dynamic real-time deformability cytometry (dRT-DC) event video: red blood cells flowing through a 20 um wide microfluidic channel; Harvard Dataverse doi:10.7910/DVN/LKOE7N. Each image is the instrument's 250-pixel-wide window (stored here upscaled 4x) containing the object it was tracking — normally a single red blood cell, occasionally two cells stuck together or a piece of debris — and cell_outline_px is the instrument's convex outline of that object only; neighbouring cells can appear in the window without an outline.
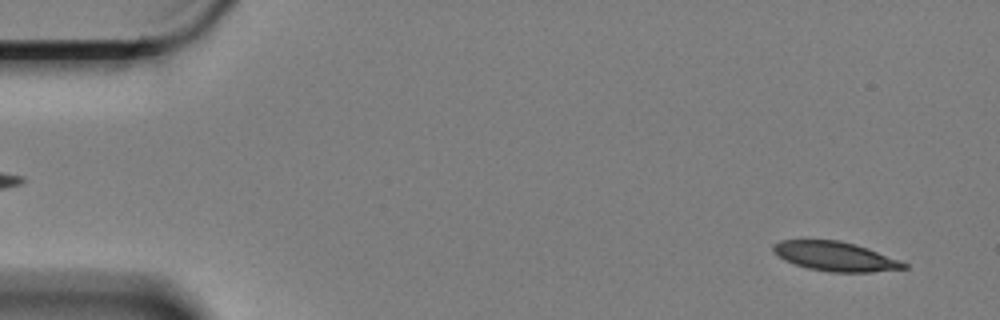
{"species": "Egyptian fruit bat (a non-hibernating species)", "species_latin": "Rousettus aegyptiacus", "temperature_condition": "cold", "stored_images_in_passage": 51, "camera_frame_rate_fps": 3000, "um_per_image_px": 0.085, "animal": {"sex": "female"}, "frame": {"image": 1, "passage_image": 3, "time_ms": 0.667, "image_size_px": [1000, 320], "cell_outline_px": [[908, 268], [872, 272], [828, 272], [808, 268], [784, 260], [772, 248], [772, 244], [780, 240], [840, 240], [856, 244], [868, 248], [900, 260], [908, 264]], "centroid_in_image_um": [71.03, 21.79], "position_along_channel_um": 14.0, "area_um2": 22.31}}
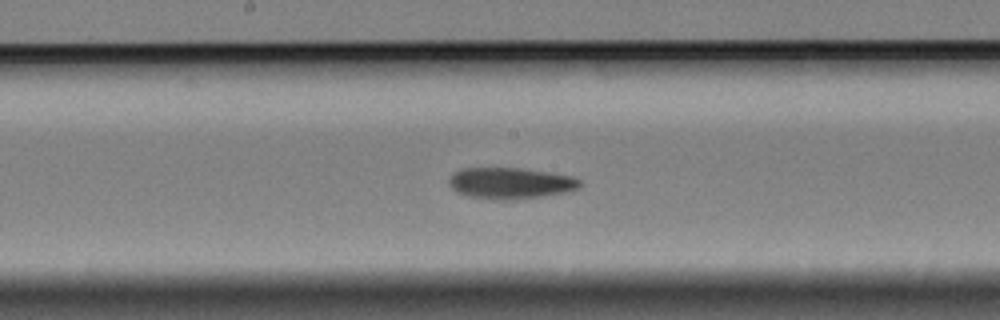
{"frame": {"image": 2, "passage_image": 30, "time_ms": 9.667, "image_size_px": [1000, 320], "cell_outline_px": [[584, 184], [580, 188], [564, 192], [544, 196], [508, 200], [504, 200], [468, 196], [456, 192], [448, 184], [448, 180], [452, 172], [460, 168], [520, 168], [548, 172], [572, 176], [580, 180]], "centroid_in_image_um": [43.37, 15.56], "position_along_channel_um": 204.8, "area_um2": 23.99}}
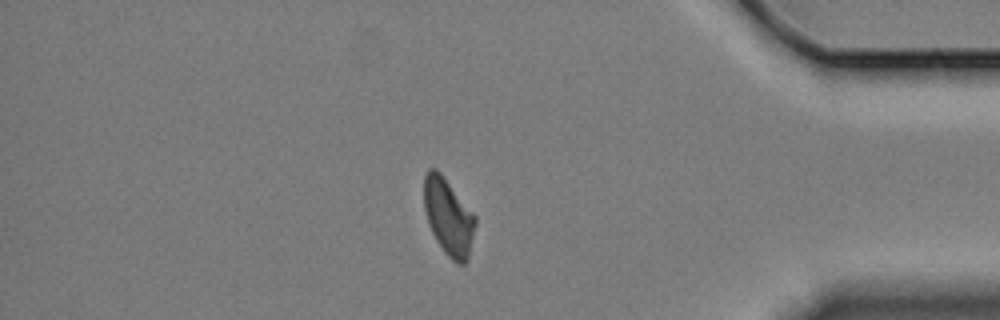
{"frame": {"image": 3, "passage_image": 50, "time_ms": 16.333, "image_size_px": [1000, 320], "cell_outline_px": [[476, 224], [468, 260], [464, 264], [456, 264], [444, 252], [436, 240], [428, 224], [424, 208], [424, 176], [428, 168], [436, 168], [440, 172], [476, 216]], "centroid_in_image_um": [38.12, 18.44], "position_along_channel_um": 397.1, "area_um2": 23.0}, "authors_computed_cell_mechanics": {"area_um2": 23.4668, "velocity_mm_per_s": 3.3312, "shape_relaxation_time_tau1_ms": 8.6211, "shape_relaxation_time_tau2_ms": 4.2951, "deformation_change_tau1": 0.1629, "deformation_change_tau2": 0.1061}}